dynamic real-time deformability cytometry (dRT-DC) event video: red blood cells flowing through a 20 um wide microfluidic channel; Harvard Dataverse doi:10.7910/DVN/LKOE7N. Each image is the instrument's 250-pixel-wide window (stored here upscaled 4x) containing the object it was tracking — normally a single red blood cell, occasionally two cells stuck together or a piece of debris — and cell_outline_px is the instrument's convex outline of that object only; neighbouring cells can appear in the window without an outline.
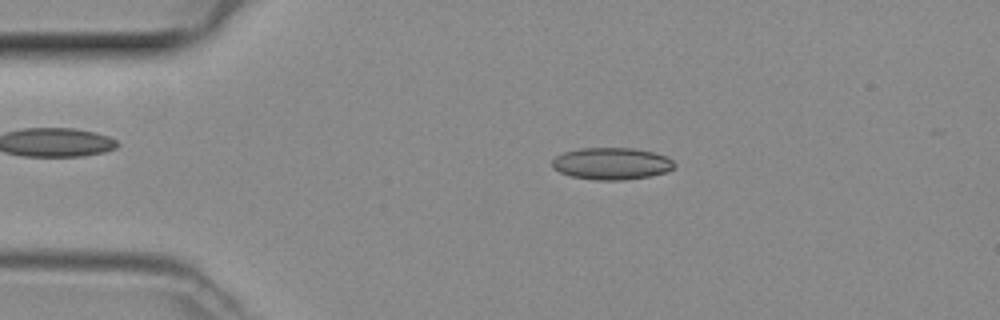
{"species": "common noctule bat (a hibernating species)", "species_latin": "Nyctalus noctula", "temperature_condition": "room temperature", "stored_images_in_passage": 40, "camera_frame_rate_fps": 3000, "um_per_image_px": 0.085, "animal": {"sex": "female", "body_mass_g": 29.2, "forearm_length_mm": 56.3}, "frame": {"image": 1, "passage_image": 2, "time_ms": 0.333, "image_size_px": [1000, 320], "cell_outline_px": [[676, 164], [672, 168], [664, 172], [648, 176], [620, 180], [596, 180], [572, 176], [560, 172], [552, 168], [552, 160], [556, 156], [564, 152], [580, 148], [636, 148], [652, 152], [664, 156], [672, 160]], "centroid_in_image_um": [51.95, 13.9], "position_along_channel_um": 33.1, "area_um2": 22.54}}
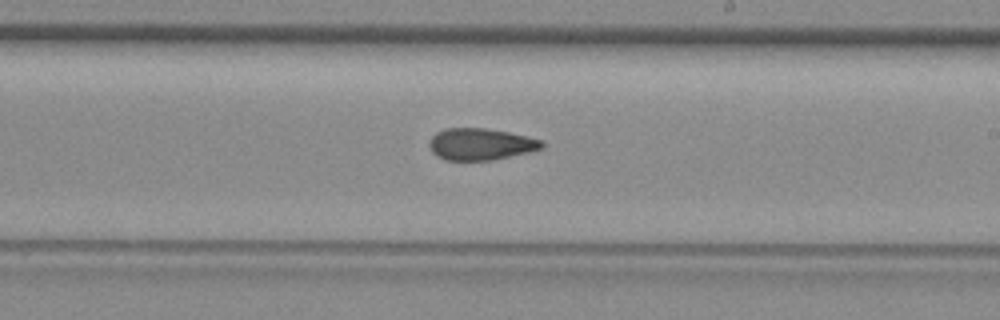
{"frame": {"image": 2, "passage_image": 20, "time_ms": 6.333, "image_size_px": [1000, 320], "cell_outline_px": [[544, 148], [532, 152], [492, 160], [444, 160], [436, 156], [432, 152], [428, 144], [428, 140], [436, 132], [444, 128], [484, 128], [508, 132], [540, 140], [544, 144]], "centroid_in_image_um": [40.82, 12.26], "position_along_channel_um": 248.2, "area_um2": 20.98}}
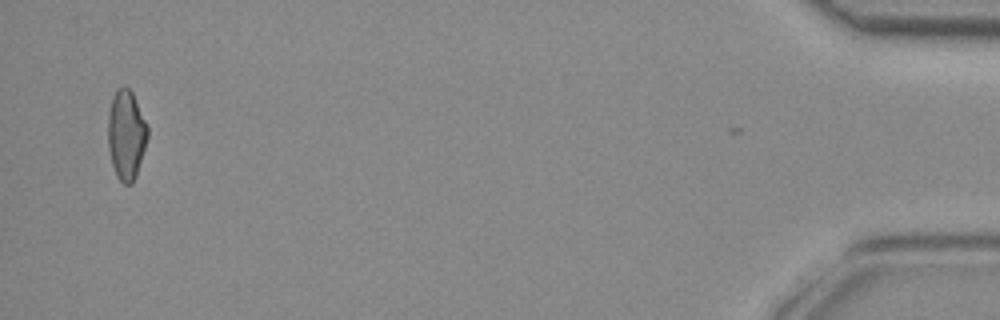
{"frame": {"image": 3, "passage_image": 39, "time_ms": 12.667, "image_size_px": [1000, 320], "cell_outline_px": [[148, 136], [136, 176], [132, 184], [124, 184], [116, 176], [112, 164], [108, 148], [108, 112], [112, 96], [116, 88], [128, 88], [132, 92], [148, 128]], "centroid_in_image_um": [10.71, 11.47], "position_along_channel_um": 424.5, "area_um2": 20.58}}